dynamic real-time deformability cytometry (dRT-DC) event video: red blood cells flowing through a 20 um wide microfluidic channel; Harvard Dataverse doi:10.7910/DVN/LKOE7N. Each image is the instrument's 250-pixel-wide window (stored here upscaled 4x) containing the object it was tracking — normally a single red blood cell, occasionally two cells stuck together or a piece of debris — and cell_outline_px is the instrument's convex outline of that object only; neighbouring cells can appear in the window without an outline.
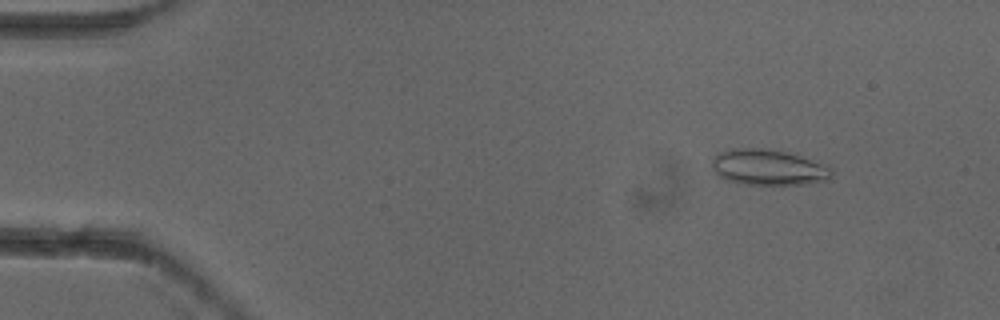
{"species": "common noctule bat (a hibernating species)", "species_latin": "Nyctalus noctula", "temperature_condition": "cold", "stored_images_in_passage": 5, "camera_frame_rate_fps": 3000, "um_per_image_px": 0.085, "animal": {"sex": "female"}, "frame": {"image": 1, "passage_image": 2, "time_ms": 0.333, "image_size_px": [1000, 320], "cell_outline_px": [[832, 176], [828, 180], [804, 184], [744, 184], [724, 180], [716, 176], [712, 168], [712, 156], [720, 152], [732, 148], [768, 148], [796, 152], [828, 164], [832, 168]], "centroid_in_image_um": [65.34, 14.19], "position_along_channel_um": 19.7, "area_um2": 25.95}}